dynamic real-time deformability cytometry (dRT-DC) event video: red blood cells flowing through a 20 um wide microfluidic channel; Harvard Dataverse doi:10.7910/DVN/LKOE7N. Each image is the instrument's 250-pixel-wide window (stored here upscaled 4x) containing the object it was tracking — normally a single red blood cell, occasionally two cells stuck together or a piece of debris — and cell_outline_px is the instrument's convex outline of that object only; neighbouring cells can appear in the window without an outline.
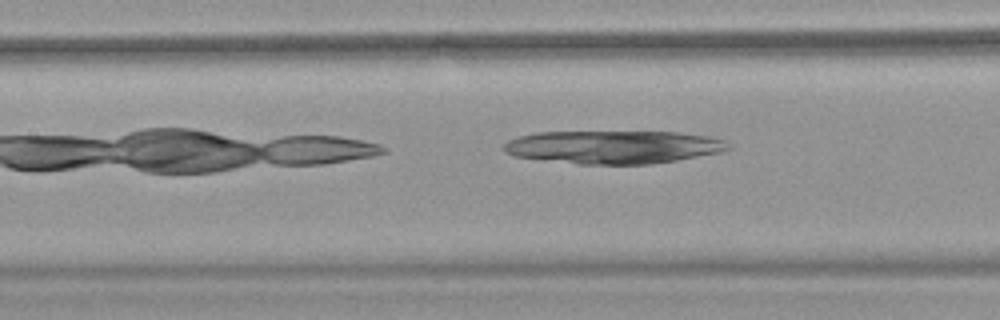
{"species": "common noctule bat (a hibernating species)", "species_latin": "Nyctalus noctula", "temperature_condition": "warm", "stored_images_in_passage": 37, "camera_frame_rate_fps": 3000, "um_per_image_px": 0.085, "animal": {"sex": "female", "body_mass_g": 18.4}, "frame": {"image": 1, "passage_image": 9, "time_ms": 2.667, "image_size_px": [1000, 320], "cell_outline_px": [[732, 148], [720, 152], [676, 160], [648, 164], [580, 164], [516, 156], [504, 152], [500, 148], [508, 140], [520, 136], [536, 132], [680, 132], [712, 136], [724, 140]], "centroid_in_image_um": [52.15, 12.49], "position_along_channel_um": 155.2, "area_um2": 43.23}}
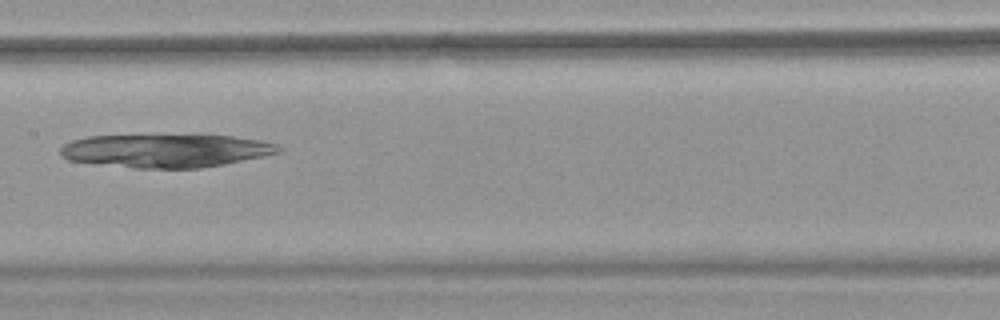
{"frame": {"image": 2, "passage_image": 12, "time_ms": 3.667, "image_size_px": [1000, 320], "cell_outline_px": [[284, 152], [264, 156], [200, 168], [132, 168], [68, 160], [60, 156], [60, 148], [64, 144], [72, 140], [88, 136], [232, 136], [260, 140], [276, 144], [284, 148]], "centroid_in_image_um": [14.09, 12.82], "position_along_channel_um": 193.3, "area_um2": 42.02}}